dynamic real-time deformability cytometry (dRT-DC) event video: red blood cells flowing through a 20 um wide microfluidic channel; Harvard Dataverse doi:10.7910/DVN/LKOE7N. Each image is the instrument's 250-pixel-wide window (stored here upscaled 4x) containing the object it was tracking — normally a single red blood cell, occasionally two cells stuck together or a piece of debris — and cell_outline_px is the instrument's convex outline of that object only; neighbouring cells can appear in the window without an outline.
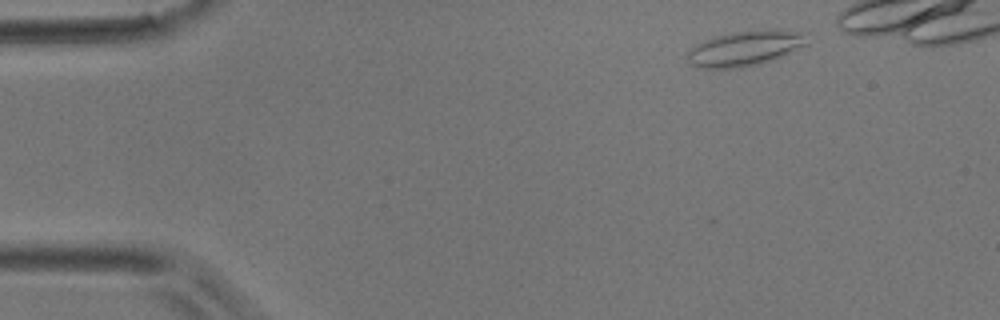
{"species": "common noctule bat (a hibernating species)", "species_latin": "Nyctalus noctula", "temperature_condition": "room temperature", "stored_images_in_passage": 5, "camera_frame_rate_fps": 3000, "um_per_image_px": 0.085, "animal": {"sex": "male", "body_mass_g": 17.9}, "frame": {"image": 1, "passage_image": 1, "time_ms": 0.0, "image_size_px": [1000, 320], "cell_outline_px": [[808, 44], [772, 60], [756, 64], [736, 68], [696, 68], [684, 56], [696, 44], [704, 40], [716, 36], [732, 32], [768, 28], [776, 28], [804, 32]], "centroid_in_image_um": [63.33, 4.08], "position_along_channel_um": 21.7, "area_um2": 24.68}}
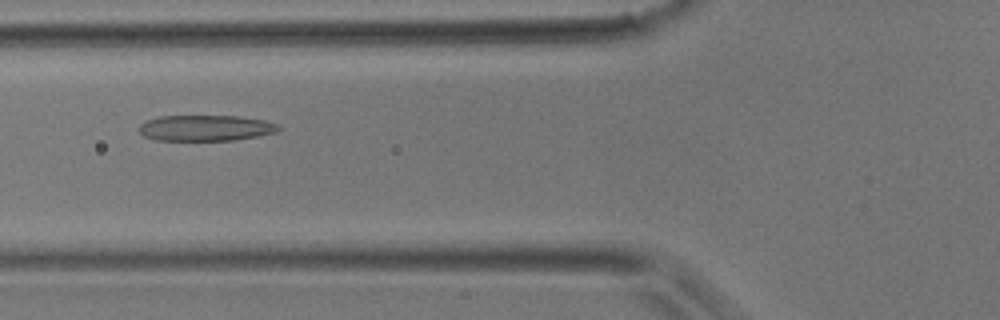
{"frame": {"image": 2, "passage_image": 5, "time_ms": 1.333, "image_size_px": [1000, 320], "cell_outline_px": [[280, 128], [276, 132], [236, 140], [152, 140], [144, 136], [140, 132], [140, 124], [148, 120], [160, 116], [240, 116], [264, 120], [276, 124]], "centroid_in_image_um": [17.46, 10.88], "position_along_channel_um": 108.3, "area_um2": 20.87}}